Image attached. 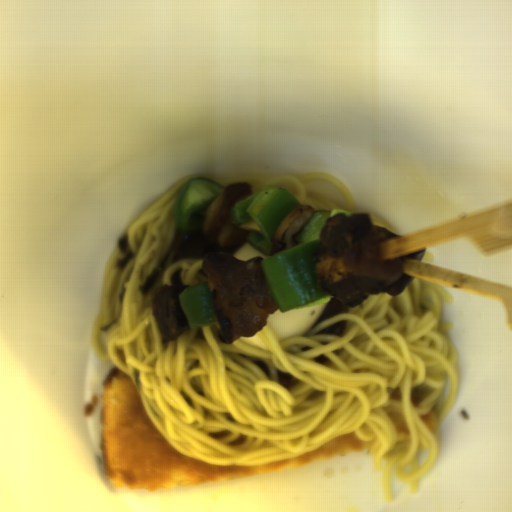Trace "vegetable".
<instances>
[{"label": "vegetable", "instance_id": "vegetable-1", "mask_svg": "<svg viewBox=\"0 0 512 512\" xmlns=\"http://www.w3.org/2000/svg\"><path fill=\"white\" fill-rule=\"evenodd\" d=\"M337 214L352 215L344 209L319 210L303 226L299 244L274 254L261 262L268 288L280 310L290 312L332 301V295L320 289L315 254L326 219Z\"/></svg>", "mask_w": 512, "mask_h": 512}, {"label": "vegetable", "instance_id": "vegetable-4", "mask_svg": "<svg viewBox=\"0 0 512 512\" xmlns=\"http://www.w3.org/2000/svg\"><path fill=\"white\" fill-rule=\"evenodd\" d=\"M178 299L188 328L217 324L208 280L182 290Z\"/></svg>", "mask_w": 512, "mask_h": 512}, {"label": "vegetable", "instance_id": "vegetable-2", "mask_svg": "<svg viewBox=\"0 0 512 512\" xmlns=\"http://www.w3.org/2000/svg\"><path fill=\"white\" fill-rule=\"evenodd\" d=\"M299 205L298 198L288 188L272 184L232 206L229 216L235 225L250 233L247 237L250 245L271 256L273 234Z\"/></svg>", "mask_w": 512, "mask_h": 512}, {"label": "vegetable", "instance_id": "vegetable-3", "mask_svg": "<svg viewBox=\"0 0 512 512\" xmlns=\"http://www.w3.org/2000/svg\"><path fill=\"white\" fill-rule=\"evenodd\" d=\"M225 188L202 176L187 180L174 203L173 220L176 230L185 235H193L202 229L208 206Z\"/></svg>", "mask_w": 512, "mask_h": 512}]
</instances>
